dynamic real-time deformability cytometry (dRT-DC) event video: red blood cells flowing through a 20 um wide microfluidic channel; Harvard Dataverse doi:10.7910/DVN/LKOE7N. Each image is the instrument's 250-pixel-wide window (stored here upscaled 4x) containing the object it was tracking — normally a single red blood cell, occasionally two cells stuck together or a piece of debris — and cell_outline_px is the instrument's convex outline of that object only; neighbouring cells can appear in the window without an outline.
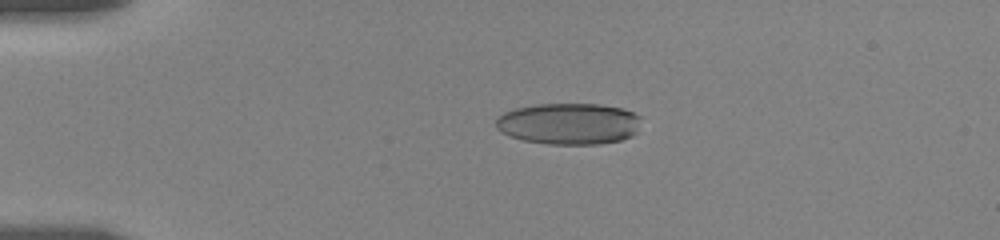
{"species": "human", "species_latin": "Homo sapiens", "temperature_condition": "room temperature", "stored_images_in_passage": 17, "camera_frame_rate_fps": 3000, "um_per_image_px": 0.085, "donor": {"sex": "female"}, "frame": {"image": 1, "passage_image": 1, "time_ms": 0.0, "image_size_px": [1000, 240], "cell_outline_px": [[640, 116], [636, 132], [632, 136], [620, 140], [600, 144], [548, 144], [524, 140], [508, 136], [500, 132], [496, 128], [496, 116], [504, 112], [516, 108], [536, 104], [600, 104], [624, 108]], "centroid_in_image_um": [48.32, 10.51], "position_along_channel_um": 36.7, "area_um2": 35.26}}
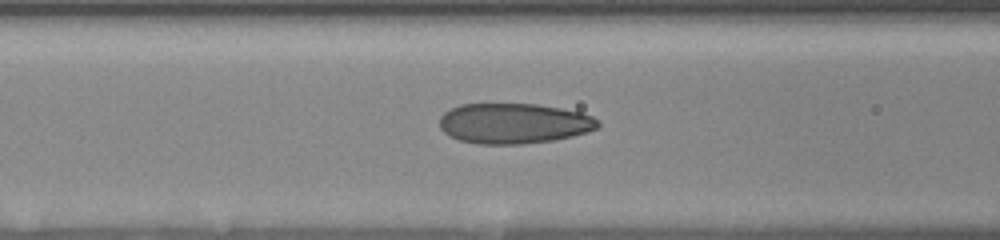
{"frame": {"image": 2, "passage_image": 10, "time_ms": 3.667, "image_size_px": [1000, 240], "cell_outline_px": [[600, 124], [596, 128], [588, 132], [572, 136], [552, 140], [524, 144], [476, 144], [460, 140], [448, 136], [440, 128], [440, 116], [444, 112], [460, 104], [536, 104], [560, 108], [580, 112], [592, 116]], "centroid_in_image_um": [43.64, 10.49], "position_along_channel_um": 123.0, "area_um2": 37.28}}
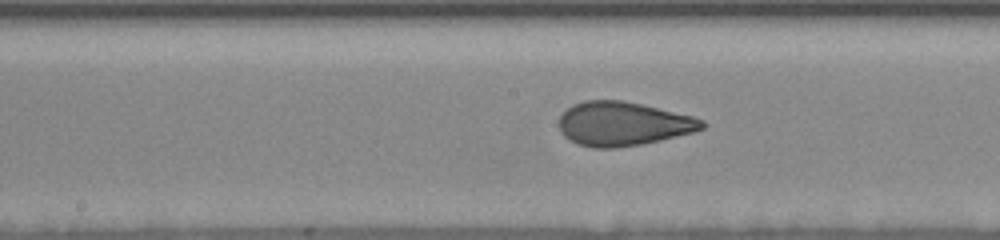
{"frame": {"image": 3, "passage_image": 15, "time_ms": 5.667, "image_size_px": [1000, 240], "cell_outline_px": [[708, 124], [704, 128], [692, 132], [660, 140], [640, 144], [616, 148], [592, 148], [576, 144], [564, 136], [560, 132], [560, 116], [572, 104], [584, 100], [624, 100], [692, 116], [704, 120]], "centroid_in_image_um": [52.94, 10.52], "position_along_channel_um": 195.3, "area_um2": 36.65}}